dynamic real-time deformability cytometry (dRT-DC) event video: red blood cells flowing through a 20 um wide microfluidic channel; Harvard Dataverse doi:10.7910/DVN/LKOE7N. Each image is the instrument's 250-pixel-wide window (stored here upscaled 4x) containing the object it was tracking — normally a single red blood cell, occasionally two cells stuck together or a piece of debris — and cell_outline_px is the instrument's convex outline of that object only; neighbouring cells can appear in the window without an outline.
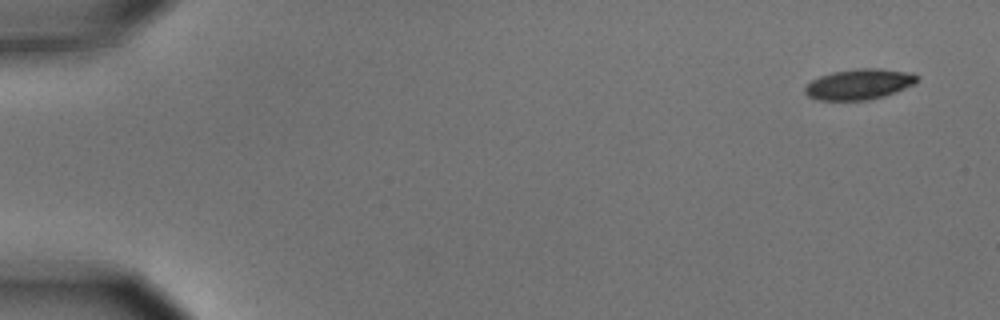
{"species": "common noctule bat (a hibernating species)", "species_latin": "Nyctalus noctula", "temperature_condition": "cold", "stored_images_in_passage": 4, "camera_frame_rate_fps": 3000, "um_per_image_px": 0.085, "animal": {"sex": "male", "body_mass_g": 15.6}, "frame": {"image": 1, "passage_image": 1, "time_ms": 0.0, "image_size_px": [1000, 320], "cell_outline_px": [[920, 76], [912, 84], [896, 92], [884, 96], [868, 100], [816, 100], [808, 96], [804, 92], [804, 88], [812, 80], [820, 76], [832, 72], [860, 68], [880, 68], [912, 72]], "centroid_in_image_um": [73.02, 7.15], "position_along_channel_um": 12.0, "area_um2": 20.0}}